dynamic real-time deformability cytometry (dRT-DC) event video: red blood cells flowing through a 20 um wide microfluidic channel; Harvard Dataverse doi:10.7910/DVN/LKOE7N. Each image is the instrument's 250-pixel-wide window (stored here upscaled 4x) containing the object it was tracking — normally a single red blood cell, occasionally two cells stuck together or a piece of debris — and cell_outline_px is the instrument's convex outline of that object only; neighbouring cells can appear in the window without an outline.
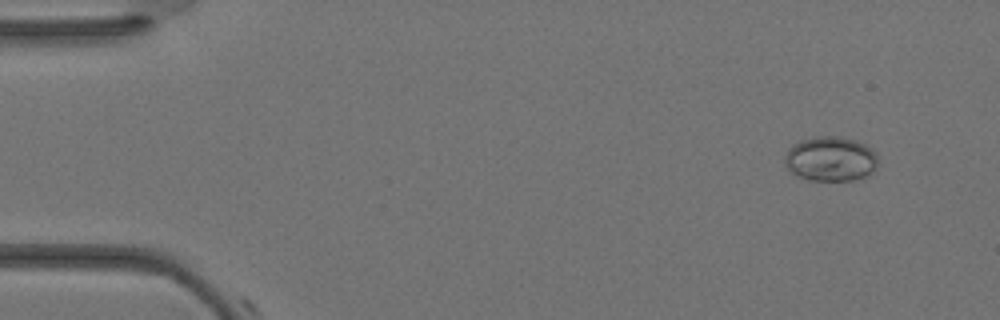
{"species": "Egyptian fruit bat (a non-hibernating species)", "species_latin": "Rousettus aegyptiacus", "temperature_condition": "warm", "stored_images_in_passage": 4, "camera_frame_rate_fps": 3000, "um_per_image_px": 0.085, "animal": {"sex": "female"}, "frame": {"image": 1, "passage_image": 3, "time_ms": 0.667, "image_size_px": [1000, 320], "cell_outline_px": [[876, 168], [868, 176], [852, 180], [808, 180], [796, 176], [788, 172], [784, 164], [784, 156], [788, 148], [792, 144], [800, 140], [816, 136], [836, 136], [856, 140], [864, 144], [876, 152]], "centroid_in_image_um": [70.54, 13.51], "position_along_channel_um": 14.5, "area_um2": 24.68}}